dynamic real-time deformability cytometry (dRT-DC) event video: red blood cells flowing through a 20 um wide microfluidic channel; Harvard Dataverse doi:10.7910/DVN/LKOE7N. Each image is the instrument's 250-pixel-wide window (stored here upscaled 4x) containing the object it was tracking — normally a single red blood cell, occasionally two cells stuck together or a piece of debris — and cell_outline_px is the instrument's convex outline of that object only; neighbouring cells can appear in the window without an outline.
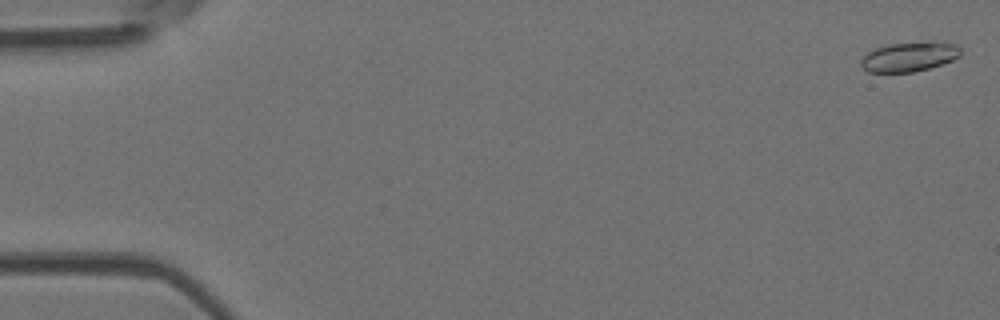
{"species": "Egyptian fruit bat (a non-hibernating species)", "species_latin": "Rousettus aegyptiacus", "temperature_condition": "room temperature", "stored_images_in_passage": 6, "camera_frame_rate_fps": 3000, "um_per_image_px": 0.085, "animal": {"sex": "female"}, "frame": {"image": 1, "passage_image": 1, "time_ms": 0.0, "image_size_px": [1000, 320], "cell_outline_px": [[960, 56], [952, 60], [928, 68], [912, 72], [868, 72], [860, 64], [860, 60], [868, 52], [876, 48], [888, 44], [956, 44], [960, 48]], "centroid_in_image_um": [77.22, 4.86], "position_along_channel_um": 7.8, "area_um2": 16.3}}
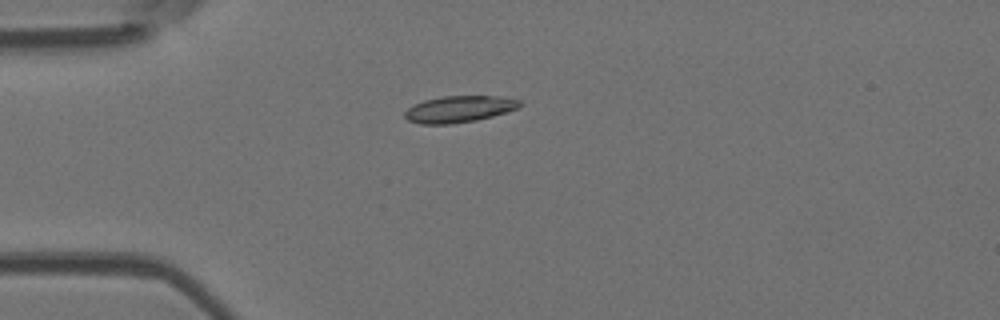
{"frame": {"image": 2, "passage_image": 5, "time_ms": 4.333, "image_size_px": [1000, 320], "cell_outline_px": [[524, 104], [520, 108], [492, 116], [476, 120], [448, 124], [420, 124], [408, 120], [404, 116], [404, 112], [412, 104], [424, 100], [444, 96], [504, 96], [520, 100]], "centroid_in_image_um": [39.06, 9.26], "position_along_channel_um": 45.9, "area_um2": 17.98}}
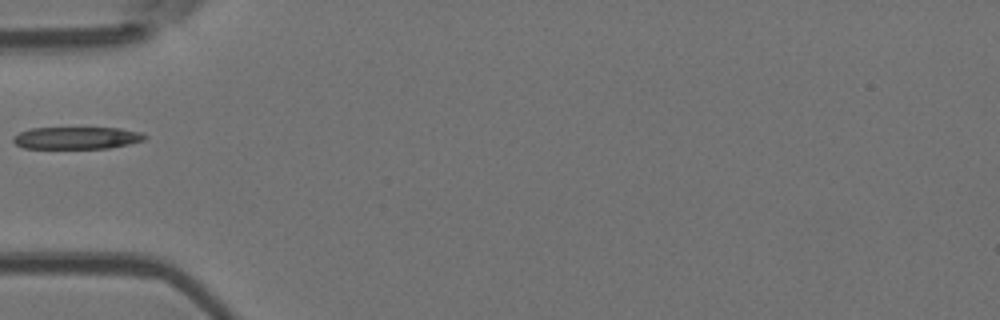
{"frame": {"image": 3, "passage_image": 6, "time_ms": 5.667, "image_size_px": [1000, 320], "cell_outline_px": [[148, 136], [144, 140], [128, 144], [108, 148], [24, 148], [16, 144], [12, 140], [12, 136], [20, 132], [32, 128], [120, 128], [140, 132]], "centroid_in_image_um": [6.51, 11.72], "position_along_channel_um": 78.5, "area_um2": 16.94}}